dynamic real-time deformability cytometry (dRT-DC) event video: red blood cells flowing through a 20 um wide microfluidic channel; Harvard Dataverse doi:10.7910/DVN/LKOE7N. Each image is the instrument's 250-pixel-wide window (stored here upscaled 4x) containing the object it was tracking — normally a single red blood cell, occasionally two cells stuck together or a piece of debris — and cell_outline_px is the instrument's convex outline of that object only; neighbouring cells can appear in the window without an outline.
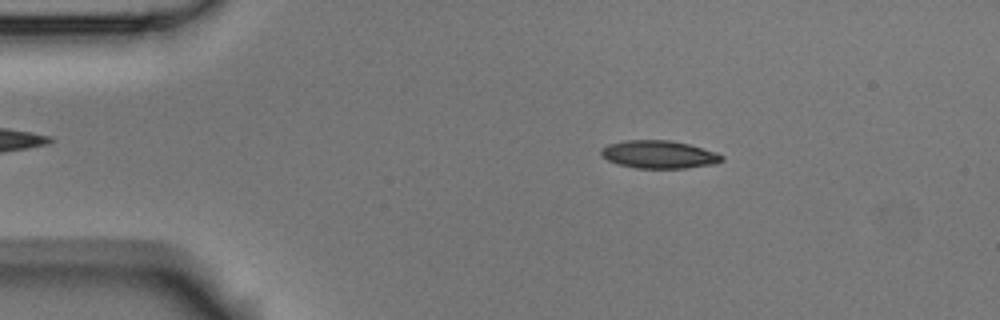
{"species": "Egyptian fruit bat (a non-hibernating species)", "species_latin": "Rousettus aegyptiacus", "temperature_condition": "room temperature", "stored_images_in_passage": 53, "camera_frame_rate_fps": 3000, "um_per_image_px": 0.085, "animal": {"sex": "male"}, "frame": {"image": 1, "passage_image": 9, "time_ms": 2.667, "image_size_px": [1000, 320], "cell_outline_px": [[724, 160], [712, 164], [684, 168], [636, 168], [616, 164], [600, 156], [600, 152], [608, 144], [624, 140], [668, 140], [688, 144], [716, 152], [724, 156]], "centroid_in_image_um": [55.98, 13.13], "position_along_channel_um": 29.0, "area_um2": 19.54}}
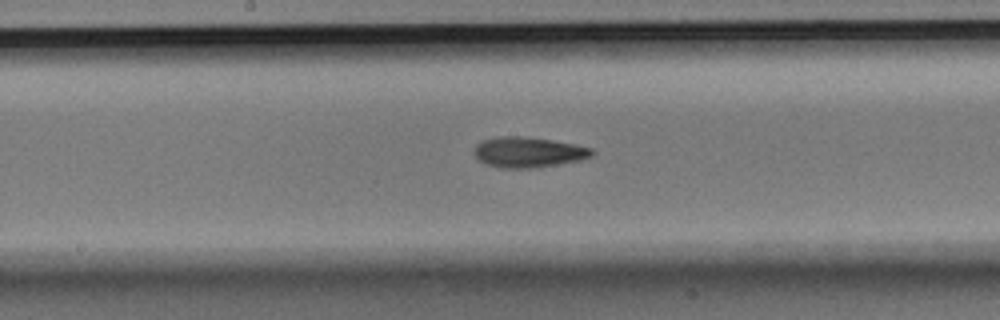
{"frame": {"image": 2, "passage_image": 27, "time_ms": 8.667, "image_size_px": [1000, 320], "cell_outline_px": [[596, 152], [592, 156], [580, 160], [532, 168], [504, 168], [484, 164], [472, 152], [476, 144], [480, 140], [496, 136], [520, 136], [552, 140], [576, 144], [592, 148]], "centroid_in_image_um": [44.88, 12.92], "position_along_channel_um": 203.3, "area_um2": 21.04}}
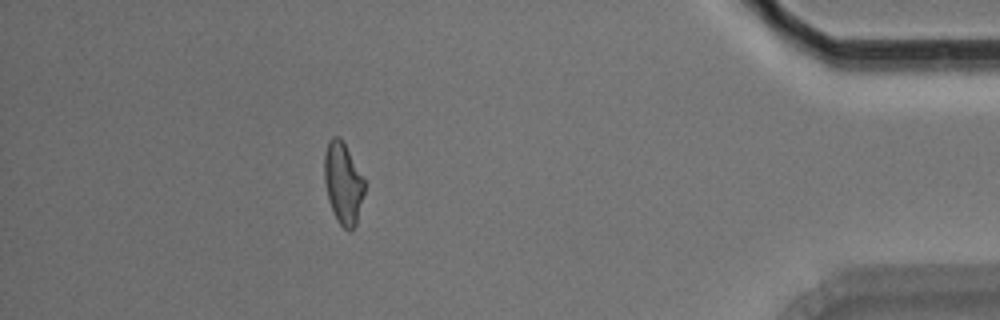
{"frame": {"image": 3, "passage_image": 47, "time_ms": 15.333, "image_size_px": [1000, 320], "cell_outline_px": [[364, 192], [356, 224], [348, 232], [336, 220], [328, 200], [324, 180], [324, 152], [328, 140], [332, 136], [340, 136], [364, 180]], "centroid_in_image_um": [29.13, 15.56], "position_along_channel_um": 406.1, "area_um2": 18.96}, "authors_computed_cell_mechanics": {"area_um2": 19.5364, "velocity_mm_per_s": 3.7726, "shape_relaxation_time_tau1_ms": 4.6175, "shape_relaxation_time_tau2_ms": 5.5006, "deformation_change_tau1": 0.1593, "deformation_change_tau2": 0.1535}}